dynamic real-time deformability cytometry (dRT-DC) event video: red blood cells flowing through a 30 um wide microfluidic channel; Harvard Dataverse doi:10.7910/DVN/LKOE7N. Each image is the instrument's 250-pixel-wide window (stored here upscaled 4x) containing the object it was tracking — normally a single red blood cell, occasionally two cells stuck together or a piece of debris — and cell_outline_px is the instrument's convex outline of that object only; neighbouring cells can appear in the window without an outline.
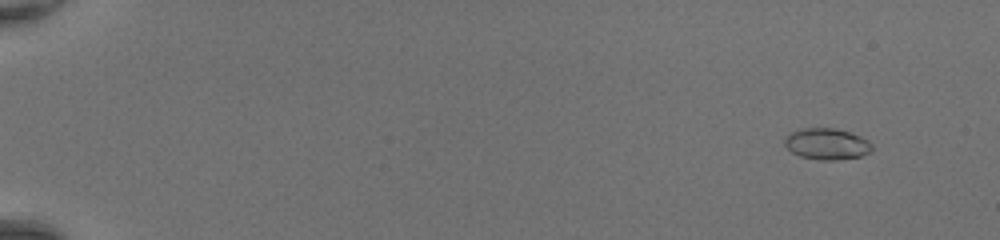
{"species": "common noctule bat (a hibernating species)", "species_latin": "Nyctalus noctula", "temperature_condition": "room temperature", "stored_images_in_passage": 50, "camera_frame_rate_fps": 3000, "um_per_image_px": 0.085, "animal": {"sex": "female", "body_mass_g": 20.0, "forearm_length_mm": 54.0}, "frame": {"image": 1, "passage_image": 5, "time_ms": 1.333, "image_size_px": [1000, 240], "cell_outline_px": [[872, 148], [868, 152], [860, 156], [836, 160], [820, 160], [800, 156], [792, 152], [784, 144], [784, 140], [788, 132], [800, 128], [832, 128], [848, 132], [860, 136], [868, 140], [872, 144]], "centroid_in_image_um": [70.24, 12.22], "position_along_channel_um": 14.8, "area_um2": 15.9}}
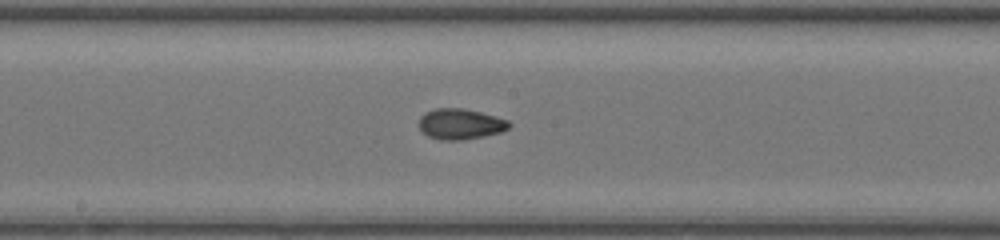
{"frame": {"image": 2, "passage_image": 30, "time_ms": 9.667, "image_size_px": [1000, 240], "cell_outline_px": [[512, 124], [508, 128], [500, 132], [484, 136], [464, 140], [440, 140], [428, 136], [420, 132], [420, 116], [424, 112], [436, 108], [464, 108], [496, 116], [508, 120]], "centroid_in_image_um": [39.12, 10.54], "position_along_channel_um": 209.1, "area_um2": 16.24}}
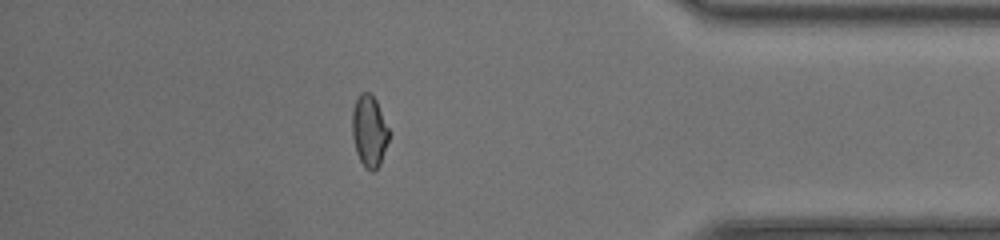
{"frame": {"image": 3, "passage_image": 45, "time_ms": 14.667, "image_size_px": [1000, 240], "cell_outline_px": [[392, 132], [380, 164], [372, 172], [364, 168], [356, 152], [352, 136], [352, 108], [360, 92], [372, 92]], "centroid_in_image_um": [31.41, 11.12], "position_along_channel_um": 403.8, "area_um2": 15.84}, "authors_computed_cell_mechanics": {"area_um2": 15.5193, "velocity_mm_per_s": 4.4251, "shape_relaxation_time_tau1_ms": 5.0644, "shape_relaxation_time_tau2_ms": 1.1711, "deformation_change_tau1": 0.1326, "deformation_change_tau2": 0.0559}}